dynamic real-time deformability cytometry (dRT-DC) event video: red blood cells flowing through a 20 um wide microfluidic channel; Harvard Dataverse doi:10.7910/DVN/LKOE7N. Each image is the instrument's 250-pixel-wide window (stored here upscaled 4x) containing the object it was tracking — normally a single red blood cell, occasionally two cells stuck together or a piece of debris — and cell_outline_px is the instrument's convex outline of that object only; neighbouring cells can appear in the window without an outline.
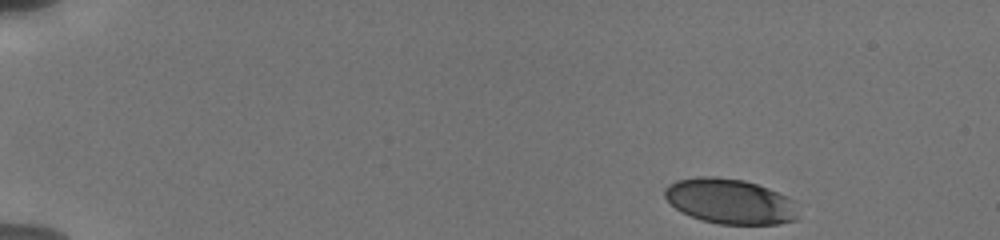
{"species": "human", "species_latin": "Homo sapiens", "temperature_condition": "cold", "stored_images_in_passage": 15, "camera_frame_rate_fps": 3000, "um_per_image_px": 0.085, "donor": {"sex": "male"}, "frame": {"image": 1, "passage_image": 1, "time_ms": 0.0, "image_size_px": [1000, 240], "cell_outline_px": [[796, 220], [780, 224], [720, 224], [704, 220], [680, 212], [664, 196], [664, 188], [668, 184], [676, 180], [700, 176], [716, 176], [744, 180], [768, 188], [792, 200], [796, 216]], "centroid_in_image_um": [61.99, 17.1], "position_along_channel_um": 23.0, "area_um2": 34.8}}
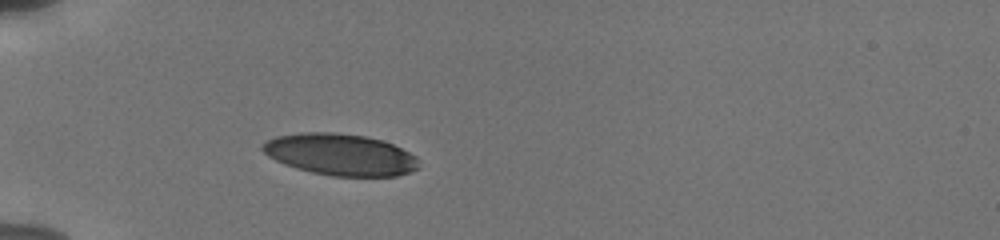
{"frame": {"image": 2, "passage_image": 11, "time_ms": 3.667, "image_size_px": [1000, 240], "cell_outline_px": [[420, 168], [396, 176], [332, 176], [312, 172], [296, 168], [284, 164], [268, 156], [260, 148], [260, 144], [276, 136], [300, 132], [336, 132], [364, 136], [380, 140], [392, 144], [416, 156]], "centroid_in_image_um": [28.89, 13.13], "position_along_channel_um": 56.1, "area_um2": 37.86}}
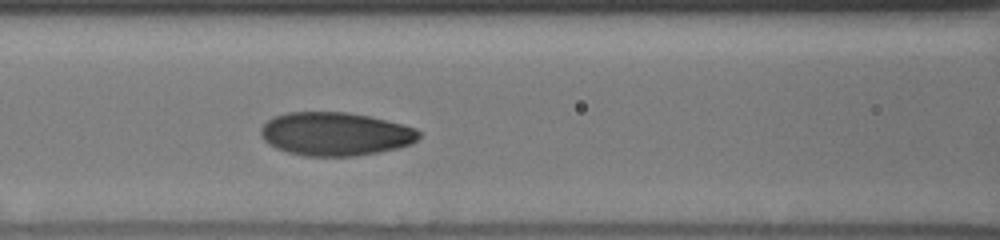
{"frame": {"image": 3, "passage_image": 15, "time_ms": 6.333, "image_size_px": [1000, 240], "cell_outline_px": [[420, 136], [412, 144], [396, 148], [376, 152], [352, 156], [304, 156], [288, 152], [276, 148], [268, 144], [260, 136], [260, 128], [268, 120], [276, 116], [288, 112], [348, 112], [368, 116], [416, 128], [420, 132]], "centroid_in_image_um": [28.47, 11.38], "position_along_channel_um": 138.1, "area_um2": 39.82}}